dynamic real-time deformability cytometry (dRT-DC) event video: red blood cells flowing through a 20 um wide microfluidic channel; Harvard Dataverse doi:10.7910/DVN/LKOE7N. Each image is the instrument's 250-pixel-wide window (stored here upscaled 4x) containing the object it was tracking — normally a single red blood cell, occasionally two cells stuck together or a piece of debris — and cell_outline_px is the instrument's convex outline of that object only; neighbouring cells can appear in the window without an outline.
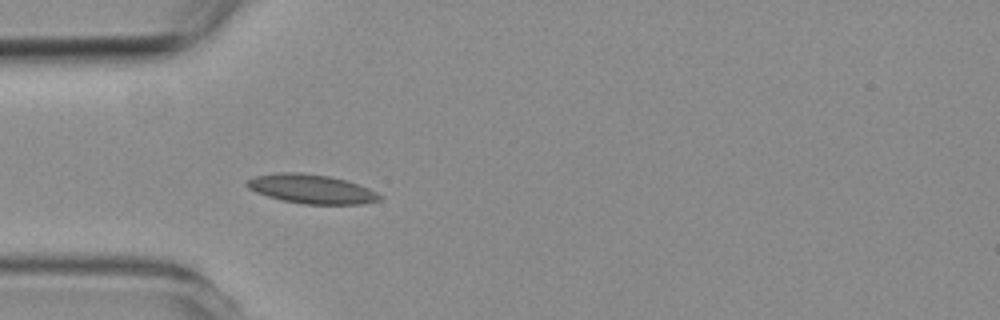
{"species": "common noctule bat (a hibernating species)", "species_latin": "Nyctalus noctula", "temperature_condition": "room temperature", "stored_images_in_passage": 3, "camera_frame_rate_fps": 3000, "um_per_image_px": 0.085, "animal": {"sex": "female", "body_mass_g": 19.3, "forearm_length_mm": 54.1}, "frame": {"image": 1, "passage_image": 3, "time_ms": 3.333, "image_size_px": [1000, 320], "cell_outline_px": [[384, 196], [380, 200], [360, 204], [304, 204], [280, 200], [256, 192], [248, 188], [244, 184], [248, 180], [256, 176], [276, 172], [300, 172], [328, 176], [344, 180], [368, 188]], "centroid_in_image_um": [26.45, 16.06], "position_along_channel_um": 58.6, "area_um2": 22.43}}